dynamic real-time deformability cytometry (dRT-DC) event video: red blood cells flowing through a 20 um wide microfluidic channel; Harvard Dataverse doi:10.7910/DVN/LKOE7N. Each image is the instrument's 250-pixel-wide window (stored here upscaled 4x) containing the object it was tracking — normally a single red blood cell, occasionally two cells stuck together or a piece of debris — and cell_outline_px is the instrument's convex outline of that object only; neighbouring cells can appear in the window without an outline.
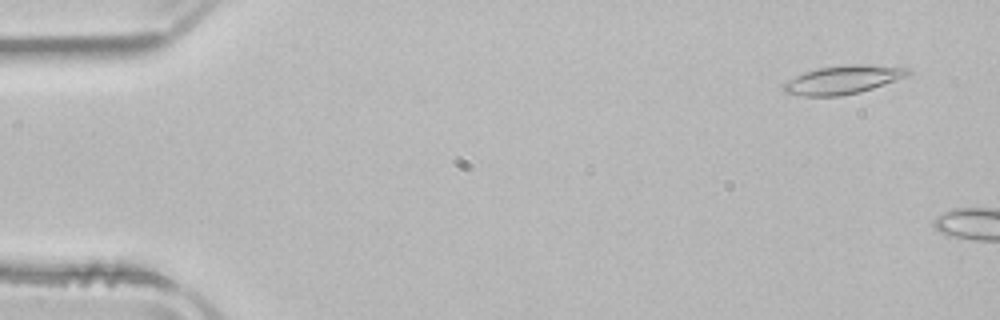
{"species": "common noctule bat (a hibernating species)", "species_latin": "Nyctalus noctula", "temperature_condition": "room temperature", "stored_images_in_passage": 7, "camera_frame_rate_fps": 3000, "um_per_image_px": 0.085, "animal": {"sex": "male", "body_mass_g": 21.5, "forearm_length_mm": 52.0}, "frame": {"image": 1, "passage_image": 3, "time_ms": 0.667, "image_size_px": [1000, 320], "cell_outline_px": [[912, 72], [908, 76], [860, 92], [840, 96], [804, 96], [784, 92], [784, 84], [788, 80], [804, 72], [816, 68], [848, 64], [868, 64], [908, 68]], "centroid_in_image_um": [71.67, 6.77], "position_along_channel_um": 13.3, "area_um2": 20.58}}